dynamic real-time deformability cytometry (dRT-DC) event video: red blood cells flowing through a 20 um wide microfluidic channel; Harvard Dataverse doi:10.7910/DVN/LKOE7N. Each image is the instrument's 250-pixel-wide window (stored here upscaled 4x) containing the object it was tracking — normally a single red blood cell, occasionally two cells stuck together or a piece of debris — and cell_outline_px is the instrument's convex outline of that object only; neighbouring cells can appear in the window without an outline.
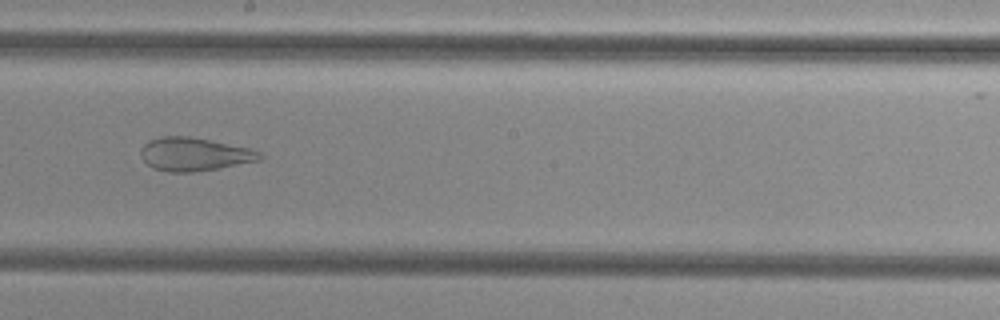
{"species": "common noctule bat (a hibernating species)", "species_latin": "Nyctalus noctula", "temperature_condition": "cold", "stored_images_in_passage": 44, "camera_frame_rate_fps": 3000, "um_per_image_px": 0.085, "animal": {"sex": "female", "body_mass_g": 29.2, "forearm_length_mm": 56.3}, "frame": {"image": 1, "passage_image": 21, "time_ms": 6.667, "image_size_px": [1000, 320], "cell_outline_px": [[264, 156], [260, 160], [220, 168], [192, 172], [168, 172], [152, 168], [140, 156], [140, 148], [148, 140], [160, 136], [188, 136], [248, 148], [260, 152]], "centroid_in_image_um": [16.47, 13.11], "position_along_channel_um": 231.7, "area_um2": 23.06}}
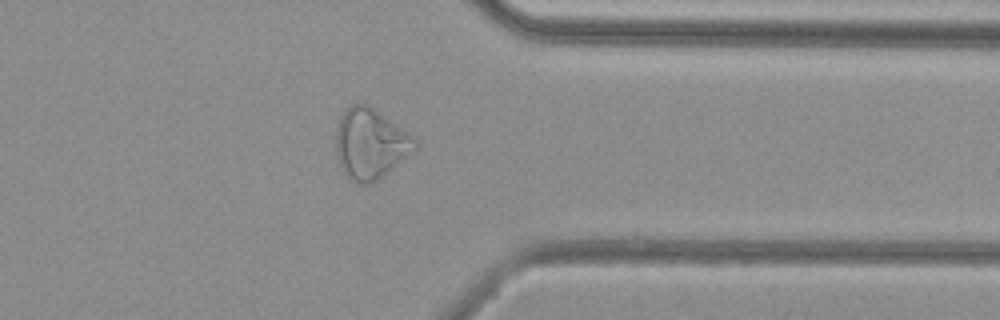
{"frame": {"image": 2, "passage_image": 33, "time_ms": 10.667, "image_size_px": [1000, 320], "cell_outline_px": [[416, 148], [376, 180], [368, 184], [356, 184], [340, 168], [336, 152], [336, 128], [340, 116], [352, 104], [368, 104], [376, 108], [412, 136], [416, 140]], "centroid_in_image_um": [31.43, 12.19], "position_along_channel_um": 380.0, "area_um2": 31.91}}
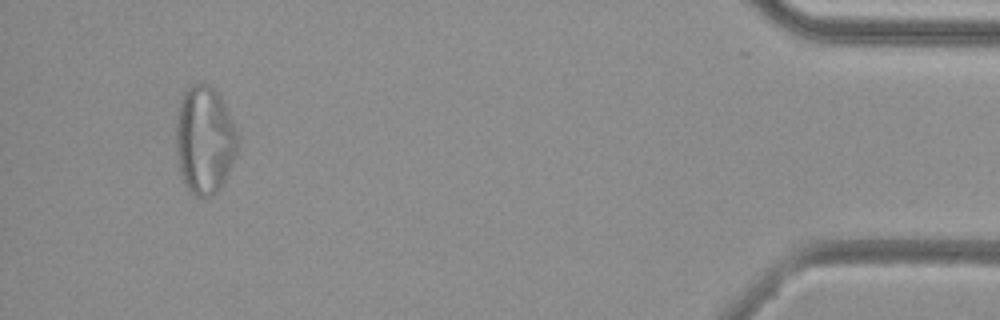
{"frame": {"image": 3, "passage_image": 41, "time_ms": 13.333, "image_size_px": [1000, 320], "cell_outline_px": [[236, 152], [224, 184], [212, 196], [196, 196], [188, 192], [180, 172], [176, 156], [176, 116], [180, 100], [184, 92], [196, 84], [208, 84], [220, 96], [224, 104], [236, 132]], "centroid_in_image_um": [17.35, 11.94], "position_along_channel_um": 417.9, "area_um2": 38.44}}